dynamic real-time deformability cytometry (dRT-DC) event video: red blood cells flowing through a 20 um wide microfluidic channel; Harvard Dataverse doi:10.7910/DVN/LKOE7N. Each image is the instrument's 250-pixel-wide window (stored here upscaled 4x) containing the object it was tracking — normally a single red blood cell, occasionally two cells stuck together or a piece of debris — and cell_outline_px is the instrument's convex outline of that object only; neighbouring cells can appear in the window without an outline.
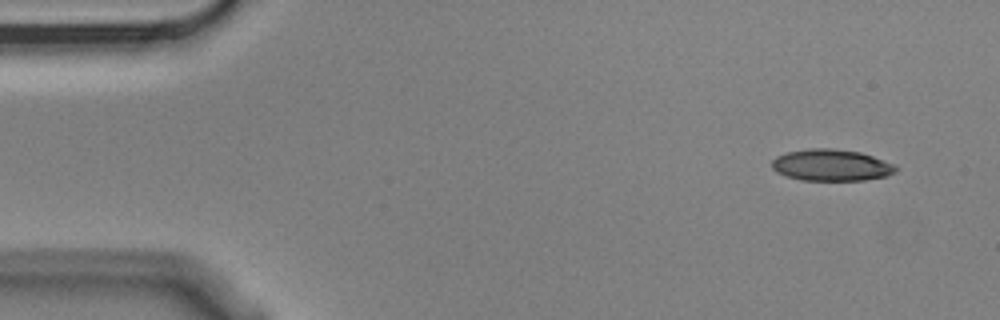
{"species": "Egyptian fruit bat (a non-hibernating species)", "species_latin": "Rousettus aegyptiacus", "temperature_condition": "cold", "stored_images_in_passage": 4, "camera_frame_rate_fps": 3000, "um_per_image_px": 0.085, "animal": {"sex": "male"}, "frame": {"image": 1, "passage_image": 1, "time_ms": 0.0, "image_size_px": [1000, 320], "cell_outline_px": [[896, 172], [888, 176], [864, 180], [800, 180], [776, 172], [772, 168], [772, 160], [776, 156], [788, 152], [808, 148], [832, 148], [860, 152], [896, 164]], "centroid_in_image_um": [70.67, 14.03], "position_along_channel_um": 14.3, "area_um2": 22.89}}
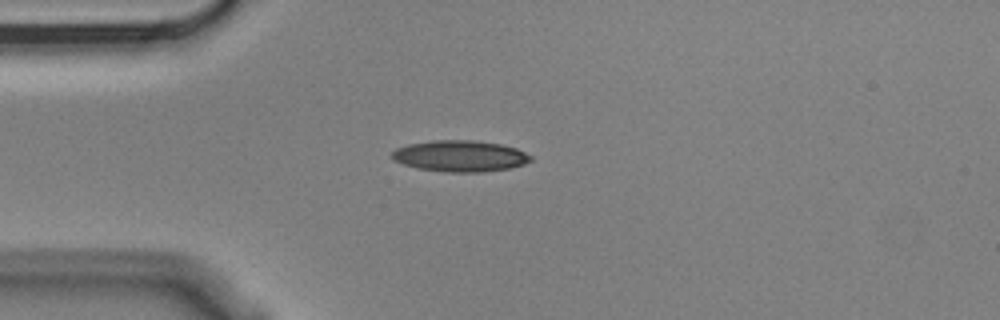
{"frame": {"image": 2, "passage_image": 4, "time_ms": 1.0, "image_size_px": [1000, 320], "cell_outline_px": [[532, 160], [524, 164], [508, 168], [484, 172], [444, 172], [416, 168], [392, 160], [392, 152], [396, 148], [408, 144], [432, 140], [472, 140], [500, 144], [516, 148], [532, 156]], "centroid_in_image_um": [39.08, 13.26], "position_along_channel_um": 45.9, "area_um2": 25.32}}